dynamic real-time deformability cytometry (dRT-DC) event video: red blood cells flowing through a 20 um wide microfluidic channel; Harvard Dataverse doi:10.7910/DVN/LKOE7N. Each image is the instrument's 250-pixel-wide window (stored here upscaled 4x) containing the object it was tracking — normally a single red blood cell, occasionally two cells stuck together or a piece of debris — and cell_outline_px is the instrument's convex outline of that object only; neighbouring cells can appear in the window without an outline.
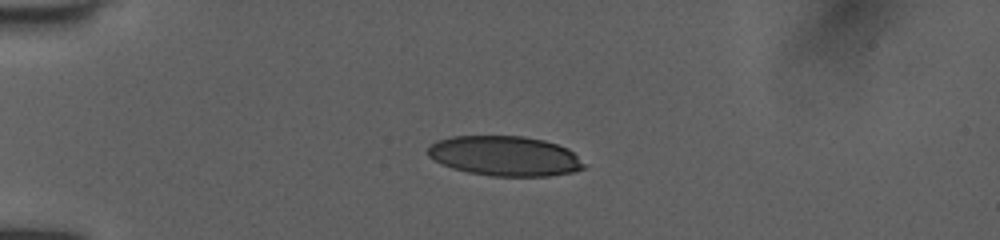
{"species": "human", "species_latin": "Homo sapiens", "temperature_condition": "room temperature", "stored_images_in_passage": 9, "camera_frame_rate_fps": 3000, "um_per_image_px": 0.085, "donor": {"sex": "female"}, "frame": {"image": 1, "passage_image": 6, "time_ms": 1.667, "image_size_px": [1000, 240], "cell_outline_px": [[588, 164], [584, 168], [572, 172], [548, 176], [492, 176], [468, 172], [452, 168], [428, 156], [428, 148], [432, 144], [440, 140], [452, 136], [524, 136], [544, 140], [568, 148]], "centroid_in_image_um": [42.97, 13.26], "position_along_channel_um": 42.0, "area_um2": 36.24}}
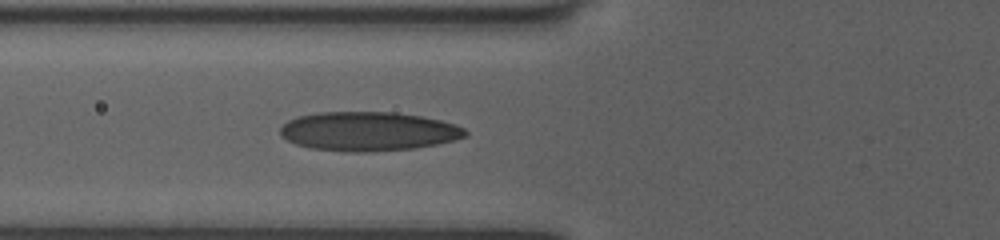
{"frame": {"image": 2, "passage_image": 9, "time_ms": 2.667, "image_size_px": [1000, 240], "cell_outline_px": [[468, 136], [436, 144], [412, 148], [372, 152], [352, 152], [312, 148], [296, 144], [280, 136], [280, 128], [288, 120], [296, 116], [316, 112], [396, 112], [420, 116], [440, 120], [464, 128], [468, 132]], "centroid_in_image_um": [31.28, 11.16], "position_along_channel_um": 94.5, "area_um2": 42.14}}